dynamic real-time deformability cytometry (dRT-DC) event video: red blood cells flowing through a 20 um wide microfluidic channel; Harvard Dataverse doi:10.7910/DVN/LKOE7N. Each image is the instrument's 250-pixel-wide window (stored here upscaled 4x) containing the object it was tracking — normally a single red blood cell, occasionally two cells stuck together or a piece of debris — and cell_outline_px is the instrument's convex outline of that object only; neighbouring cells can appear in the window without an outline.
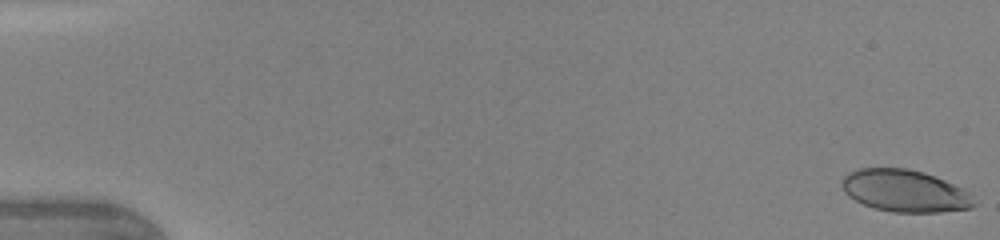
{"species": "human", "species_latin": "Homo sapiens", "temperature_condition": "warm", "stored_images_in_passage": 49, "camera_frame_rate_fps": 3000, "um_per_image_px": 0.085, "donor": {"sex": "female"}, "frame": {"image": 1, "passage_image": 1, "time_ms": 0.0, "image_size_px": [1000, 240], "cell_outline_px": [[976, 204], [972, 208], [940, 212], [892, 212], [876, 208], [864, 204], [848, 196], [844, 192], [840, 184], [840, 180], [848, 172], [860, 168], [908, 168], [924, 172], [964, 188], [968, 192]], "centroid_in_image_um": [76.89, 16.21], "position_along_channel_um": 8.1, "area_um2": 32.54}}
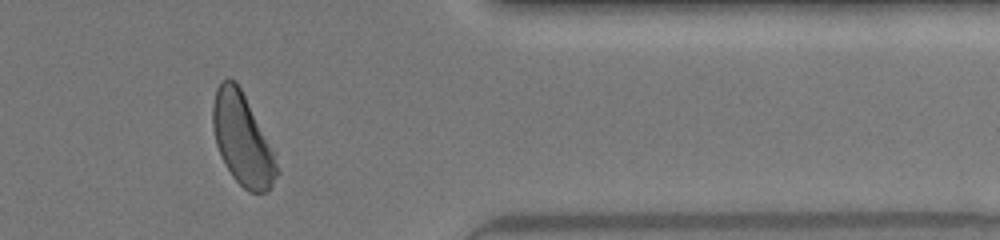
{"frame": {"image": 2, "passage_image": 40, "time_ms": 13.0, "image_size_px": [1000, 240], "cell_outline_px": [[280, 172], [268, 192], [248, 192], [232, 176], [224, 164], [216, 144], [212, 128], [212, 104], [216, 88], [224, 80], [236, 80], [276, 152]], "centroid_in_image_um": [20.63, 11.88], "position_along_channel_um": 390.8, "area_um2": 34.68}}
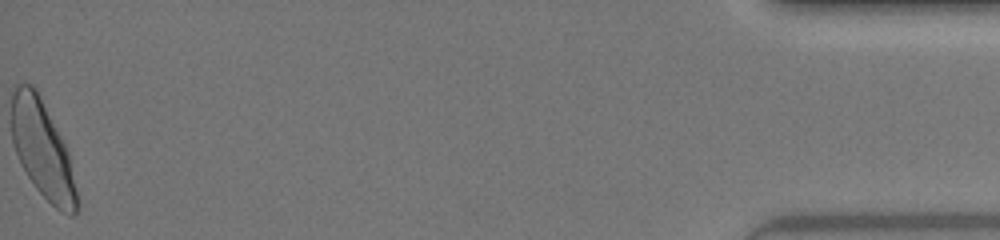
{"frame": {"image": 3, "passage_image": 49, "time_ms": 15.667, "image_size_px": [1000, 240], "cell_outline_px": [[76, 212], [72, 216], [68, 216], [60, 212], [36, 188], [20, 164], [12, 144], [12, 92], [16, 84], [32, 84], [36, 88], [68, 152], [76, 192]], "centroid_in_image_um": [3.57, 12.7], "position_along_channel_um": 431.6, "area_um2": 36.3}, "authors_computed_cell_mechanics": {"area_um2": 35.3736, "velocity_mm_per_s": 4.3159, "shape_relaxation_time_tau1_ms": 2.7315, "shape_relaxation_time_tau2_ms": null, "deformation_change_tau1": 0.1464, "deformation_change_tau2": null}}